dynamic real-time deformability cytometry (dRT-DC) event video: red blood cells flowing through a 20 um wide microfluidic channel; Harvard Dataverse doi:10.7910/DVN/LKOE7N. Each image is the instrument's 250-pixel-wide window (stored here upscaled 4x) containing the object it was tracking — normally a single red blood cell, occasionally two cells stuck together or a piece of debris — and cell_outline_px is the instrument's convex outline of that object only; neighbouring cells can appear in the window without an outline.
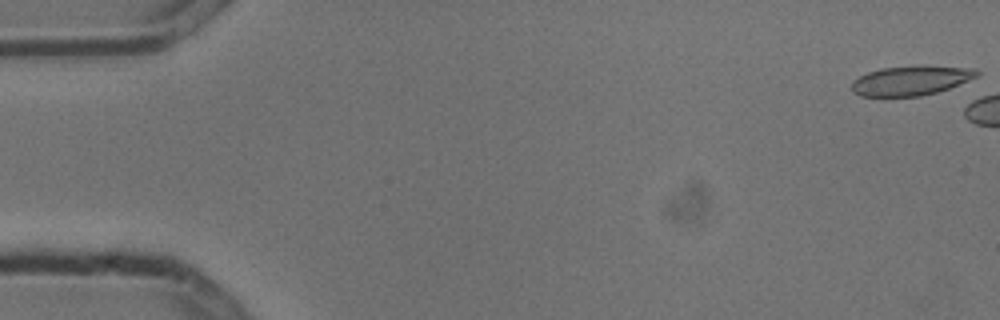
{"species": "common noctule bat (a hibernating species)", "species_latin": "Nyctalus noctula", "temperature_condition": "cold", "stored_images_in_passage": 7, "camera_frame_rate_fps": 3000, "um_per_image_px": 0.085, "animal": {"sex": "male", "body_mass_g": 13.3}, "frame": {"image": 1, "passage_image": 1, "time_ms": 0.0, "image_size_px": [1000, 320], "cell_outline_px": [[980, 72], [976, 76], [968, 80], [948, 88], [936, 92], [920, 96], [860, 96], [852, 92], [852, 80], [868, 72], [880, 68], [916, 64], [924, 64], [976, 68]], "centroid_in_image_um": [77.43, 6.81], "position_along_channel_um": 7.6, "area_um2": 21.96}}